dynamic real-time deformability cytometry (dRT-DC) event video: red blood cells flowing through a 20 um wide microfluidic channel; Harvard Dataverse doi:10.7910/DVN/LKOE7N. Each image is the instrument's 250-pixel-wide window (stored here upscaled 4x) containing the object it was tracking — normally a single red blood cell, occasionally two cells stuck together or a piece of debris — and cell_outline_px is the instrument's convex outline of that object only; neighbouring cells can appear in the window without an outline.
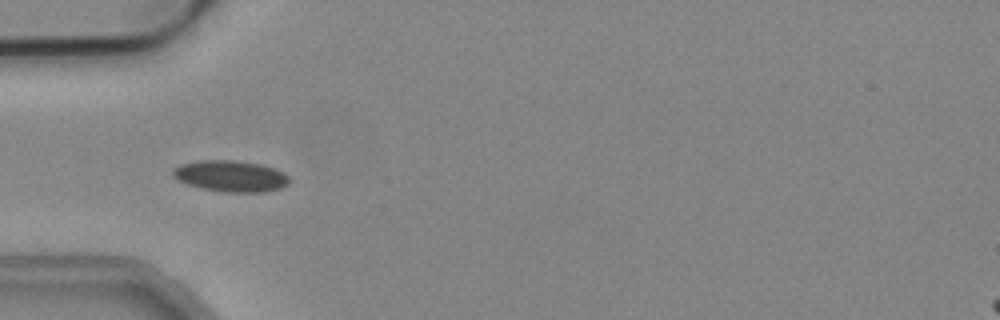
{"species": "common noctule bat (a hibernating species)", "species_latin": "Nyctalus noctula", "temperature_condition": "cold", "stored_images_in_passage": 10, "camera_frame_rate_fps": 3000, "um_per_image_px": 0.085, "animal": {"sex": "male", "body_mass_g": 19.2, "forearm_length_mm": 51.8}, "frame": {"image": 1, "passage_image": 4, "time_ms": 1.0, "image_size_px": [1000, 320], "cell_outline_px": [[292, 180], [288, 184], [280, 188], [264, 192], [224, 192], [204, 188], [188, 184], [172, 176], [172, 168], [180, 164], [200, 160], [232, 160], [260, 164], [284, 172]], "centroid_in_image_um": [19.62, 14.96], "position_along_channel_um": 65.4, "area_um2": 21.15}}